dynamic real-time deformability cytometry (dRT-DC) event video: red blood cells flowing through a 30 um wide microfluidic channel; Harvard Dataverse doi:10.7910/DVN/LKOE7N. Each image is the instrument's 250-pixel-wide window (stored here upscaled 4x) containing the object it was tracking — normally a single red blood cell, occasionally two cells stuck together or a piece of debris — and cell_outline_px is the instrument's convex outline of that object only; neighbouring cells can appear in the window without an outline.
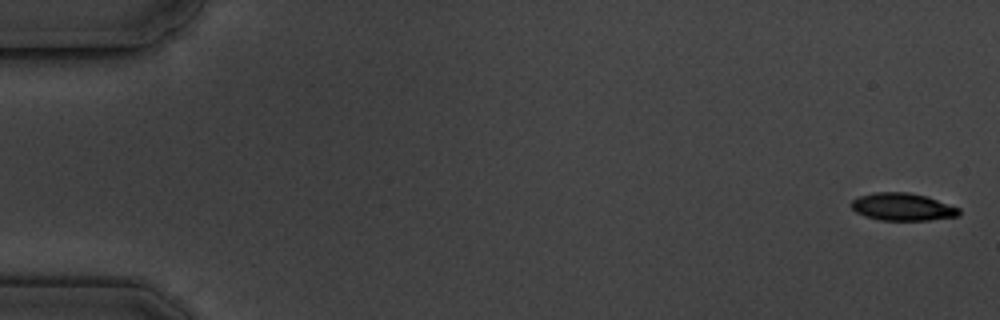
{"species": "common noctule bat (a hibernating species)", "species_latin": "Nyctalus noctula", "temperature_condition": "cold", "stored_images_in_passage": 6, "camera_frame_rate_fps": 3000, "um_per_image_px": 0.085, "animal": {"sex": "male", "body_mass_g": 19.5, "forearm_length_mm": 54.6}, "frame": {"image": 1, "passage_image": 1, "time_ms": 0.0, "image_size_px": [1000, 320], "cell_outline_px": [[960, 212], [956, 216], [928, 220], [880, 220], [864, 216], [856, 212], [852, 208], [852, 200], [860, 196], [872, 192], [908, 192], [924, 196], [960, 208]], "centroid_in_image_um": [76.68, 17.58], "position_along_channel_um": 8.3, "area_um2": 17.05}}
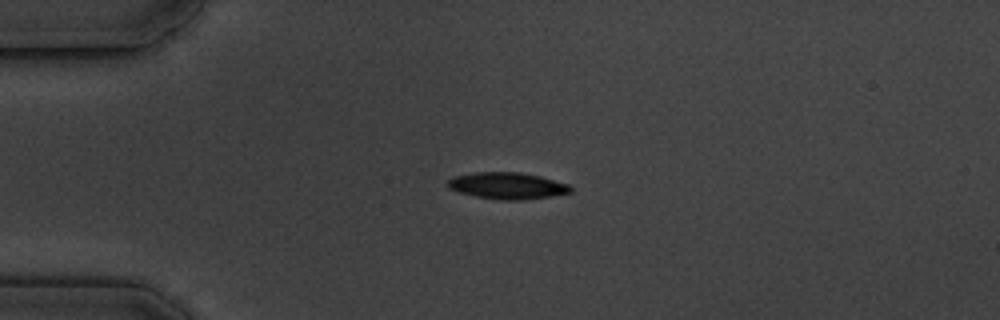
{"frame": {"image": 2, "passage_image": 4, "time_ms": 4.333, "image_size_px": [1000, 320], "cell_outline_px": [[572, 192], [552, 196], [520, 200], [500, 200], [476, 196], [460, 192], [448, 188], [448, 180], [452, 176], [476, 172], [520, 172], [540, 176], [568, 184], [572, 188]], "centroid_in_image_um": [43.12, 15.78], "position_along_channel_um": 41.9, "area_um2": 19.02}}